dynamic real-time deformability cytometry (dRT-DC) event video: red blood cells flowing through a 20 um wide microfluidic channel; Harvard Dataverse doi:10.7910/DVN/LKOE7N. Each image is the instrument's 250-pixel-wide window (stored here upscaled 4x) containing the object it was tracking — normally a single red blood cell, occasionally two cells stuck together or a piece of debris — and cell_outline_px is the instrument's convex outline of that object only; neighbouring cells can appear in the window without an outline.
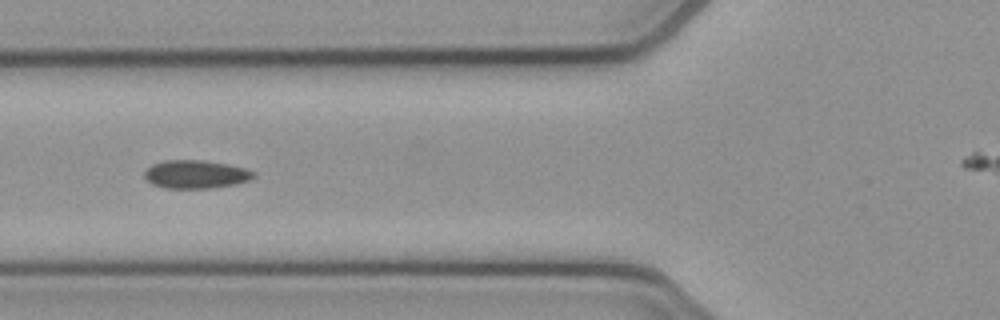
{"species": "common noctule bat (a hibernating species)", "species_latin": "Nyctalus noctula", "temperature_condition": "cold", "stored_images_in_passage": 13, "camera_frame_rate_fps": 3000, "um_per_image_px": 0.085, "animal": {"sex": "female", "body_mass_g": 21.9}, "frame": {"image": 1, "passage_image": 8, "time_ms": 2.333, "image_size_px": [1000, 320], "cell_outline_px": [[256, 176], [248, 180], [236, 184], [212, 188], [164, 188], [152, 184], [144, 176], [144, 172], [152, 164], [164, 160], [204, 160], [228, 164], [244, 168], [256, 172]], "centroid_in_image_um": [16.65, 14.81], "position_along_channel_um": 109.2, "area_um2": 18.03}}
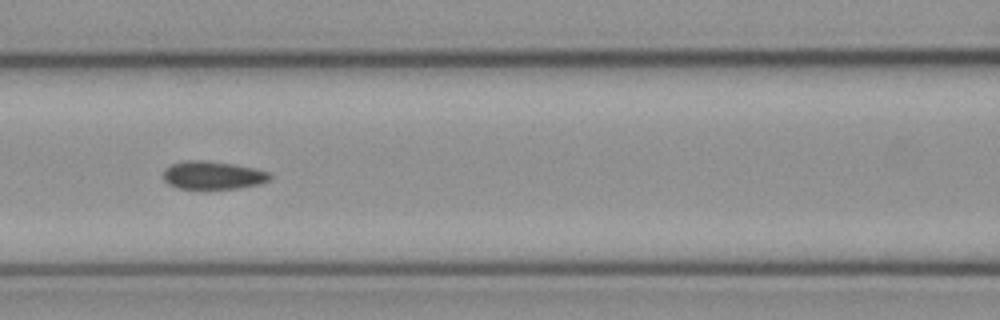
{"frame": {"image": 2, "passage_image": 11, "time_ms": 3.333, "image_size_px": [1000, 320], "cell_outline_px": [[272, 176], [268, 180], [260, 184], [240, 188], [180, 188], [168, 184], [164, 180], [164, 168], [172, 164], [184, 160], [204, 160], [232, 164], [252, 168], [268, 172]], "centroid_in_image_um": [18.07, 14.89], "position_along_channel_um": 148.5, "area_um2": 17.22}}